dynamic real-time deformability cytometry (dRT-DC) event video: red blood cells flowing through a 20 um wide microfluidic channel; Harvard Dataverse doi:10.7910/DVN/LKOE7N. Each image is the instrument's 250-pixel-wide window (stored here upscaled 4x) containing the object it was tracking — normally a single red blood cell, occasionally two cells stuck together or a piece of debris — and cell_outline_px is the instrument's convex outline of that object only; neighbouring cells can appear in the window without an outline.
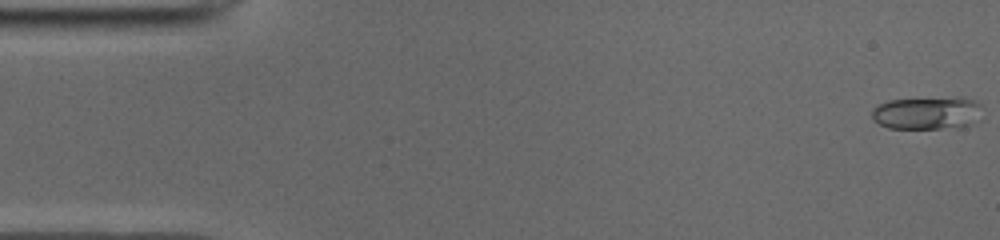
{"species": "common noctule bat (a hibernating species)", "species_latin": "Nyctalus noctula", "temperature_condition": "cold", "stored_images_in_passage": 44, "camera_frame_rate_fps": 3000, "um_per_image_px": 0.085, "animal": {"sex": "male", "body_mass_g": 19.0, "forearm_length_mm": 50.8}, "frame": {"image": 1, "passage_image": 1, "time_ms": 0.0, "image_size_px": [1000, 240], "cell_outline_px": [[984, 120], [964, 128], [888, 128], [872, 120], [872, 108], [888, 100], [956, 96], [964, 96], [980, 104]], "centroid_in_image_um": [78.92, 9.6], "position_along_channel_um": 6.1, "area_um2": 22.02}}
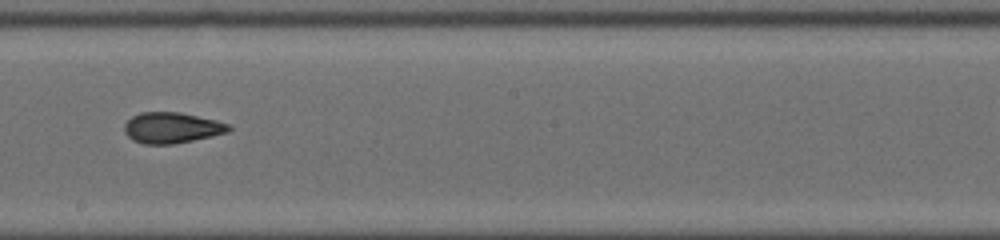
{"frame": {"image": 2, "passage_image": 28, "time_ms": 9.0, "image_size_px": [1000, 240], "cell_outline_px": [[232, 128], [228, 132], [212, 136], [172, 144], [144, 144], [132, 140], [124, 132], [124, 124], [132, 116], [140, 112], [180, 112], [216, 120], [228, 124]], "centroid_in_image_um": [14.58, 10.85], "position_along_channel_um": 233.6, "area_um2": 18.73}}
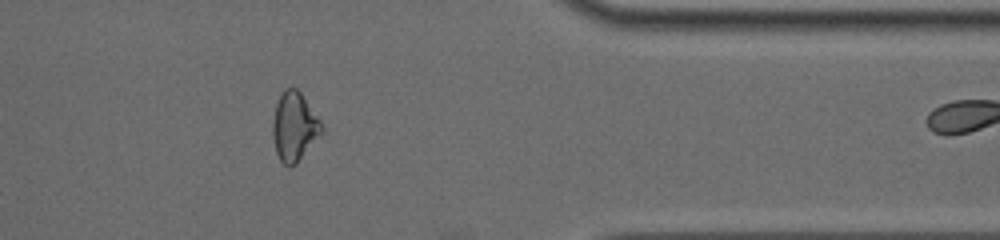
{"frame": {"image": 3, "passage_image": 41, "time_ms": 13.333, "image_size_px": [1000, 240], "cell_outline_px": [[324, 132], [296, 164], [288, 168], [280, 160], [276, 152], [272, 136], [272, 124], [276, 104], [284, 88], [296, 88], [300, 92], [320, 120], [324, 128]], "centroid_in_image_um": [25.02, 10.79], "position_along_channel_um": 386.4, "area_um2": 19.71}, "authors_computed_cell_mechanics": {"area_um2": 18.8717, "velocity_mm_per_s": 3.9743, "shape_relaxation_time_tau1_ms": 5.9146, "shape_relaxation_time_tau2_ms": 2.4115, "deformation_change_tau1": 0.1505, "deformation_change_tau2": 0.0909}}